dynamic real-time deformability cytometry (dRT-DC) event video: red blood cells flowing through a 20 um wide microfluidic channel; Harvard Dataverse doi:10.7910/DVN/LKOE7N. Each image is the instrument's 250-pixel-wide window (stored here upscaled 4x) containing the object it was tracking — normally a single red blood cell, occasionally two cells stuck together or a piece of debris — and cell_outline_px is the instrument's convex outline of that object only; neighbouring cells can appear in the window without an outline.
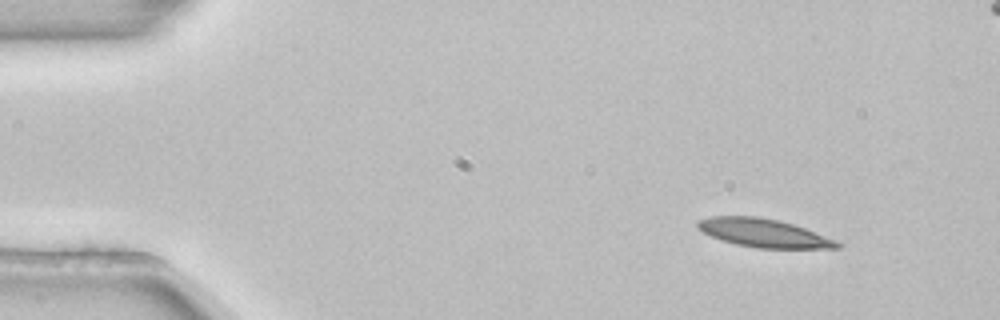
{"species": "common noctule bat (a hibernating species)", "species_latin": "Nyctalus noctula", "temperature_condition": "room temperature", "stored_images_in_passage": 5, "camera_frame_rate_fps": 3000, "um_per_image_px": 0.085, "animal": {"sex": "female", "body_mass_g": 22.7, "forearm_length_mm": 54.2}, "frame": {"image": 1, "passage_image": 1, "time_ms": 0.0, "image_size_px": [1000, 320], "cell_outline_px": [[844, 244], [840, 248], [756, 248], [736, 244], [712, 236], [704, 232], [696, 224], [700, 220], [712, 216], [760, 216], [780, 220], [804, 228]], "centroid_in_image_um": [64.94, 19.8], "position_along_channel_um": 20.1, "area_um2": 22.72}}